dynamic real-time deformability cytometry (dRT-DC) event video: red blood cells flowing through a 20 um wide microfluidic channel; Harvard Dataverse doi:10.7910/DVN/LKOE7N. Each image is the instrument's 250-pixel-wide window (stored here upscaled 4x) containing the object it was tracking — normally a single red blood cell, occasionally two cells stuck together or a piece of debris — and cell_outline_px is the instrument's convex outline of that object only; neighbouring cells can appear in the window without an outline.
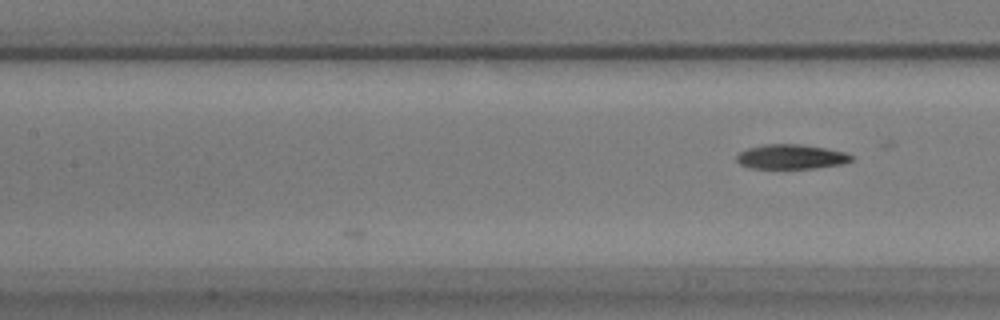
{"species": "common noctule bat (a hibernating species)", "species_latin": "Nyctalus noctula", "temperature_condition": "warm", "stored_images_in_passage": 6, "camera_frame_rate_fps": 3000, "um_per_image_px": 0.085, "animal": {"sex": "male", "body_mass_g": 17.9}, "frame": {"image": 1, "passage_image": 6, "time_ms": 1.667, "image_size_px": [1000, 320], "cell_outline_px": [[852, 160], [840, 164], [816, 168], [748, 168], [740, 164], [736, 160], [736, 156], [740, 152], [748, 148], [764, 144], [800, 144], [824, 148], [844, 152], [852, 156]], "centroid_in_image_um": [67.2, 13.32], "position_along_channel_um": 140.2, "area_um2": 16.3}}